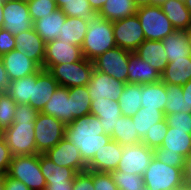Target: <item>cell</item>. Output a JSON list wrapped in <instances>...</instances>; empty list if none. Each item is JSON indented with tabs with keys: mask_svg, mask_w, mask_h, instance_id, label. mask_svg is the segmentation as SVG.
<instances>
[{
	"mask_svg": "<svg viewBox=\"0 0 191 190\" xmlns=\"http://www.w3.org/2000/svg\"><path fill=\"white\" fill-rule=\"evenodd\" d=\"M65 138L79 149L86 164L102 146L112 140L110 135L105 134L99 118L93 114L84 115L66 124Z\"/></svg>",
	"mask_w": 191,
	"mask_h": 190,
	"instance_id": "cell-1",
	"label": "cell"
},
{
	"mask_svg": "<svg viewBox=\"0 0 191 190\" xmlns=\"http://www.w3.org/2000/svg\"><path fill=\"white\" fill-rule=\"evenodd\" d=\"M116 47L113 22L95 16L88 22V30L81 46L83 57L93 61L99 55Z\"/></svg>",
	"mask_w": 191,
	"mask_h": 190,
	"instance_id": "cell-2",
	"label": "cell"
},
{
	"mask_svg": "<svg viewBox=\"0 0 191 190\" xmlns=\"http://www.w3.org/2000/svg\"><path fill=\"white\" fill-rule=\"evenodd\" d=\"M144 187L148 190H172L186 181L184 167H173L155 157L143 174Z\"/></svg>",
	"mask_w": 191,
	"mask_h": 190,
	"instance_id": "cell-3",
	"label": "cell"
},
{
	"mask_svg": "<svg viewBox=\"0 0 191 190\" xmlns=\"http://www.w3.org/2000/svg\"><path fill=\"white\" fill-rule=\"evenodd\" d=\"M31 190H45L46 180L40 169V154L13 156L6 173Z\"/></svg>",
	"mask_w": 191,
	"mask_h": 190,
	"instance_id": "cell-4",
	"label": "cell"
},
{
	"mask_svg": "<svg viewBox=\"0 0 191 190\" xmlns=\"http://www.w3.org/2000/svg\"><path fill=\"white\" fill-rule=\"evenodd\" d=\"M136 15L144 31L145 40L162 41L175 31L161 6L148 5L137 8Z\"/></svg>",
	"mask_w": 191,
	"mask_h": 190,
	"instance_id": "cell-5",
	"label": "cell"
},
{
	"mask_svg": "<svg viewBox=\"0 0 191 190\" xmlns=\"http://www.w3.org/2000/svg\"><path fill=\"white\" fill-rule=\"evenodd\" d=\"M34 125L35 121H18L3 132L12 156L37 154Z\"/></svg>",
	"mask_w": 191,
	"mask_h": 190,
	"instance_id": "cell-6",
	"label": "cell"
},
{
	"mask_svg": "<svg viewBox=\"0 0 191 190\" xmlns=\"http://www.w3.org/2000/svg\"><path fill=\"white\" fill-rule=\"evenodd\" d=\"M66 124L53 116L38 113L34 134L37 154H45L65 137Z\"/></svg>",
	"mask_w": 191,
	"mask_h": 190,
	"instance_id": "cell-7",
	"label": "cell"
},
{
	"mask_svg": "<svg viewBox=\"0 0 191 190\" xmlns=\"http://www.w3.org/2000/svg\"><path fill=\"white\" fill-rule=\"evenodd\" d=\"M93 70V61L83 58L77 62L54 65L49 72L59 86L72 88L86 86L90 82Z\"/></svg>",
	"mask_w": 191,
	"mask_h": 190,
	"instance_id": "cell-8",
	"label": "cell"
},
{
	"mask_svg": "<svg viewBox=\"0 0 191 190\" xmlns=\"http://www.w3.org/2000/svg\"><path fill=\"white\" fill-rule=\"evenodd\" d=\"M131 53L117 46L109 49L93 60L94 69L127 83L128 61Z\"/></svg>",
	"mask_w": 191,
	"mask_h": 190,
	"instance_id": "cell-9",
	"label": "cell"
},
{
	"mask_svg": "<svg viewBox=\"0 0 191 190\" xmlns=\"http://www.w3.org/2000/svg\"><path fill=\"white\" fill-rule=\"evenodd\" d=\"M113 33L116 46L131 52L145 40L144 31L136 14L113 21Z\"/></svg>",
	"mask_w": 191,
	"mask_h": 190,
	"instance_id": "cell-10",
	"label": "cell"
},
{
	"mask_svg": "<svg viewBox=\"0 0 191 190\" xmlns=\"http://www.w3.org/2000/svg\"><path fill=\"white\" fill-rule=\"evenodd\" d=\"M154 157V150L143 143L123 146V153L116 170L143 176Z\"/></svg>",
	"mask_w": 191,
	"mask_h": 190,
	"instance_id": "cell-11",
	"label": "cell"
},
{
	"mask_svg": "<svg viewBox=\"0 0 191 190\" xmlns=\"http://www.w3.org/2000/svg\"><path fill=\"white\" fill-rule=\"evenodd\" d=\"M83 58L81 47L55 39L45 45L43 69L49 71L54 65L77 62Z\"/></svg>",
	"mask_w": 191,
	"mask_h": 190,
	"instance_id": "cell-12",
	"label": "cell"
},
{
	"mask_svg": "<svg viewBox=\"0 0 191 190\" xmlns=\"http://www.w3.org/2000/svg\"><path fill=\"white\" fill-rule=\"evenodd\" d=\"M3 29L16 35L33 28L28 5L19 1H4Z\"/></svg>",
	"mask_w": 191,
	"mask_h": 190,
	"instance_id": "cell-13",
	"label": "cell"
},
{
	"mask_svg": "<svg viewBox=\"0 0 191 190\" xmlns=\"http://www.w3.org/2000/svg\"><path fill=\"white\" fill-rule=\"evenodd\" d=\"M125 84L124 82L116 80L114 77H110L106 73L94 69L87 88L91 100L107 98L109 100L118 101Z\"/></svg>",
	"mask_w": 191,
	"mask_h": 190,
	"instance_id": "cell-14",
	"label": "cell"
},
{
	"mask_svg": "<svg viewBox=\"0 0 191 190\" xmlns=\"http://www.w3.org/2000/svg\"><path fill=\"white\" fill-rule=\"evenodd\" d=\"M45 155L60 167L72 168L77 173L87 170V164L83 161L79 149L65 137Z\"/></svg>",
	"mask_w": 191,
	"mask_h": 190,
	"instance_id": "cell-15",
	"label": "cell"
},
{
	"mask_svg": "<svg viewBox=\"0 0 191 190\" xmlns=\"http://www.w3.org/2000/svg\"><path fill=\"white\" fill-rule=\"evenodd\" d=\"M58 86L52 74L42 68L32 75V98L29 100V105L41 112Z\"/></svg>",
	"mask_w": 191,
	"mask_h": 190,
	"instance_id": "cell-16",
	"label": "cell"
},
{
	"mask_svg": "<svg viewBox=\"0 0 191 190\" xmlns=\"http://www.w3.org/2000/svg\"><path fill=\"white\" fill-rule=\"evenodd\" d=\"M1 57L10 81L33 75L42 69L34 60L17 49Z\"/></svg>",
	"mask_w": 191,
	"mask_h": 190,
	"instance_id": "cell-17",
	"label": "cell"
},
{
	"mask_svg": "<svg viewBox=\"0 0 191 190\" xmlns=\"http://www.w3.org/2000/svg\"><path fill=\"white\" fill-rule=\"evenodd\" d=\"M123 153V146L111 140L97 151L93 159L87 164V170L111 173L116 170Z\"/></svg>",
	"mask_w": 191,
	"mask_h": 190,
	"instance_id": "cell-18",
	"label": "cell"
},
{
	"mask_svg": "<svg viewBox=\"0 0 191 190\" xmlns=\"http://www.w3.org/2000/svg\"><path fill=\"white\" fill-rule=\"evenodd\" d=\"M16 48L29 59L34 60L41 68H43L45 56V41L35 31L34 27L27 31H23L14 35Z\"/></svg>",
	"mask_w": 191,
	"mask_h": 190,
	"instance_id": "cell-19",
	"label": "cell"
},
{
	"mask_svg": "<svg viewBox=\"0 0 191 190\" xmlns=\"http://www.w3.org/2000/svg\"><path fill=\"white\" fill-rule=\"evenodd\" d=\"M90 114L96 115L105 134L112 135L118 118L122 116L118 101L107 98L91 101Z\"/></svg>",
	"mask_w": 191,
	"mask_h": 190,
	"instance_id": "cell-20",
	"label": "cell"
},
{
	"mask_svg": "<svg viewBox=\"0 0 191 190\" xmlns=\"http://www.w3.org/2000/svg\"><path fill=\"white\" fill-rule=\"evenodd\" d=\"M161 81V74L147 61L132 52L128 61L127 83L152 84Z\"/></svg>",
	"mask_w": 191,
	"mask_h": 190,
	"instance_id": "cell-21",
	"label": "cell"
},
{
	"mask_svg": "<svg viewBox=\"0 0 191 190\" xmlns=\"http://www.w3.org/2000/svg\"><path fill=\"white\" fill-rule=\"evenodd\" d=\"M41 113L53 116L65 124L72 122L71 97H68V88L58 86Z\"/></svg>",
	"mask_w": 191,
	"mask_h": 190,
	"instance_id": "cell-22",
	"label": "cell"
},
{
	"mask_svg": "<svg viewBox=\"0 0 191 190\" xmlns=\"http://www.w3.org/2000/svg\"><path fill=\"white\" fill-rule=\"evenodd\" d=\"M142 60L147 61L160 74L169 63L162 41L144 40L134 51Z\"/></svg>",
	"mask_w": 191,
	"mask_h": 190,
	"instance_id": "cell-23",
	"label": "cell"
},
{
	"mask_svg": "<svg viewBox=\"0 0 191 190\" xmlns=\"http://www.w3.org/2000/svg\"><path fill=\"white\" fill-rule=\"evenodd\" d=\"M66 17L65 13L60 8H57L52 13H48L43 18L36 20L33 27L45 43H48L60 37V30Z\"/></svg>",
	"mask_w": 191,
	"mask_h": 190,
	"instance_id": "cell-24",
	"label": "cell"
},
{
	"mask_svg": "<svg viewBox=\"0 0 191 190\" xmlns=\"http://www.w3.org/2000/svg\"><path fill=\"white\" fill-rule=\"evenodd\" d=\"M191 80V56L173 59L161 74V81L169 85L182 86Z\"/></svg>",
	"mask_w": 191,
	"mask_h": 190,
	"instance_id": "cell-25",
	"label": "cell"
},
{
	"mask_svg": "<svg viewBox=\"0 0 191 190\" xmlns=\"http://www.w3.org/2000/svg\"><path fill=\"white\" fill-rule=\"evenodd\" d=\"M160 148H166L169 152H177L185 159L191 154V130H174L167 126V133Z\"/></svg>",
	"mask_w": 191,
	"mask_h": 190,
	"instance_id": "cell-26",
	"label": "cell"
},
{
	"mask_svg": "<svg viewBox=\"0 0 191 190\" xmlns=\"http://www.w3.org/2000/svg\"><path fill=\"white\" fill-rule=\"evenodd\" d=\"M40 169L46 183H73L77 172L68 167H60L45 154H40Z\"/></svg>",
	"mask_w": 191,
	"mask_h": 190,
	"instance_id": "cell-27",
	"label": "cell"
},
{
	"mask_svg": "<svg viewBox=\"0 0 191 190\" xmlns=\"http://www.w3.org/2000/svg\"><path fill=\"white\" fill-rule=\"evenodd\" d=\"M175 30H187L191 26V14L182 0H166L160 5Z\"/></svg>",
	"mask_w": 191,
	"mask_h": 190,
	"instance_id": "cell-28",
	"label": "cell"
},
{
	"mask_svg": "<svg viewBox=\"0 0 191 190\" xmlns=\"http://www.w3.org/2000/svg\"><path fill=\"white\" fill-rule=\"evenodd\" d=\"M169 62L191 56L185 30H175L162 40Z\"/></svg>",
	"mask_w": 191,
	"mask_h": 190,
	"instance_id": "cell-29",
	"label": "cell"
},
{
	"mask_svg": "<svg viewBox=\"0 0 191 190\" xmlns=\"http://www.w3.org/2000/svg\"><path fill=\"white\" fill-rule=\"evenodd\" d=\"M136 10L134 0H106L97 16L113 22L135 15Z\"/></svg>",
	"mask_w": 191,
	"mask_h": 190,
	"instance_id": "cell-30",
	"label": "cell"
},
{
	"mask_svg": "<svg viewBox=\"0 0 191 190\" xmlns=\"http://www.w3.org/2000/svg\"><path fill=\"white\" fill-rule=\"evenodd\" d=\"M87 30L88 21L79 17H66L58 39L62 42L75 44L81 47Z\"/></svg>",
	"mask_w": 191,
	"mask_h": 190,
	"instance_id": "cell-31",
	"label": "cell"
},
{
	"mask_svg": "<svg viewBox=\"0 0 191 190\" xmlns=\"http://www.w3.org/2000/svg\"><path fill=\"white\" fill-rule=\"evenodd\" d=\"M141 85L137 83H126L118 100L121 114L126 117L134 116L142 107Z\"/></svg>",
	"mask_w": 191,
	"mask_h": 190,
	"instance_id": "cell-32",
	"label": "cell"
},
{
	"mask_svg": "<svg viewBox=\"0 0 191 190\" xmlns=\"http://www.w3.org/2000/svg\"><path fill=\"white\" fill-rule=\"evenodd\" d=\"M111 137L112 140L117 141L121 146L139 144L142 140L139 137L132 118L123 115L118 118Z\"/></svg>",
	"mask_w": 191,
	"mask_h": 190,
	"instance_id": "cell-33",
	"label": "cell"
},
{
	"mask_svg": "<svg viewBox=\"0 0 191 190\" xmlns=\"http://www.w3.org/2000/svg\"><path fill=\"white\" fill-rule=\"evenodd\" d=\"M142 92V107H148L151 109H160L164 112L166 106V89L165 83L159 81L152 84H143L141 85Z\"/></svg>",
	"mask_w": 191,
	"mask_h": 190,
	"instance_id": "cell-34",
	"label": "cell"
},
{
	"mask_svg": "<svg viewBox=\"0 0 191 190\" xmlns=\"http://www.w3.org/2000/svg\"><path fill=\"white\" fill-rule=\"evenodd\" d=\"M131 118L139 134V137L143 139L147 131L157 126V123L163 120L165 115L160 109L141 107Z\"/></svg>",
	"mask_w": 191,
	"mask_h": 190,
	"instance_id": "cell-35",
	"label": "cell"
},
{
	"mask_svg": "<svg viewBox=\"0 0 191 190\" xmlns=\"http://www.w3.org/2000/svg\"><path fill=\"white\" fill-rule=\"evenodd\" d=\"M68 97H71L72 121L90 114L92 100L87 85L68 88Z\"/></svg>",
	"mask_w": 191,
	"mask_h": 190,
	"instance_id": "cell-36",
	"label": "cell"
},
{
	"mask_svg": "<svg viewBox=\"0 0 191 190\" xmlns=\"http://www.w3.org/2000/svg\"><path fill=\"white\" fill-rule=\"evenodd\" d=\"M7 94L17 104H29L32 98V75L10 81Z\"/></svg>",
	"mask_w": 191,
	"mask_h": 190,
	"instance_id": "cell-37",
	"label": "cell"
},
{
	"mask_svg": "<svg viewBox=\"0 0 191 190\" xmlns=\"http://www.w3.org/2000/svg\"><path fill=\"white\" fill-rule=\"evenodd\" d=\"M166 89V106L164 115L172 113L187 112V101L183 96L182 86L169 85L165 83Z\"/></svg>",
	"mask_w": 191,
	"mask_h": 190,
	"instance_id": "cell-38",
	"label": "cell"
},
{
	"mask_svg": "<svg viewBox=\"0 0 191 190\" xmlns=\"http://www.w3.org/2000/svg\"><path fill=\"white\" fill-rule=\"evenodd\" d=\"M61 10L67 17H79L88 22L97 16V13L91 8L88 0L64 2V6Z\"/></svg>",
	"mask_w": 191,
	"mask_h": 190,
	"instance_id": "cell-39",
	"label": "cell"
},
{
	"mask_svg": "<svg viewBox=\"0 0 191 190\" xmlns=\"http://www.w3.org/2000/svg\"><path fill=\"white\" fill-rule=\"evenodd\" d=\"M111 174L119 190H142L144 188L143 176L118 170L112 171Z\"/></svg>",
	"mask_w": 191,
	"mask_h": 190,
	"instance_id": "cell-40",
	"label": "cell"
},
{
	"mask_svg": "<svg viewBox=\"0 0 191 190\" xmlns=\"http://www.w3.org/2000/svg\"><path fill=\"white\" fill-rule=\"evenodd\" d=\"M167 133L166 119L164 118L157 123V126L153 127L151 130L147 131L141 143L146 145L150 149H157L161 147L164 137Z\"/></svg>",
	"mask_w": 191,
	"mask_h": 190,
	"instance_id": "cell-41",
	"label": "cell"
},
{
	"mask_svg": "<svg viewBox=\"0 0 191 190\" xmlns=\"http://www.w3.org/2000/svg\"><path fill=\"white\" fill-rule=\"evenodd\" d=\"M17 103L6 93L0 102V130L4 132L13 123Z\"/></svg>",
	"mask_w": 191,
	"mask_h": 190,
	"instance_id": "cell-42",
	"label": "cell"
},
{
	"mask_svg": "<svg viewBox=\"0 0 191 190\" xmlns=\"http://www.w3.org/2000/svg\"><path fill=\"white\" fill-rule=\"evenodd\" d=\"M27 5L33 23L58 8L55 0H30Z\"/></svg>",
	"mask_w": 191,
	"mask_h": 190,
	"instance_id": "cell-43",
	"label": "cell"
},
{
	"mask_svg": "<svg viewBox=\"0 0 191 190\" xmlns=\"http://www.w3.org/2000/svg\"><path fill=\"white\" fill-rule=\"evenodd\" d=\"M154 157L169 166L185 167V158L177 152H169L166 148L155 149Z\"/></svg>",
	"mask_w": 191,
	"mask_h": 190,
	"instance_id": "cell-44",
	"label": "cell"
},
{
	"mask_svg": "<svg viewBox=\"0 0 191 190\" xmlns=\"http://www.w3.org/2000/svg\"><path fill=\"white\" fill-rule=\"evenodd\" d=\"M167 126L174 130H191V113L180 112L165 115Z\"/></svg>",
	"mask_w": 191,
	"mask_h": 190,
	"instance_id": "cell-45",
	"label": "cell"
},
{
	"mask_svg": "<svg viewBox=\"0 0 191 190\" xmlns=\"http://www.w3.org/2000/svg\"><path fill=\"white\" fill-rule=\"evenodd\" d=\"M94 171L78 172L73 180L72 190H94Z\"/></svg>",
	"mask_w": 191,
	"mask_h": 190,
	"instance_id": "cell-46",
	"label": "cell"
},
{
	"mask_svg": "<svg viewBox=\"0 0 191 190\" xmlns=\"http://www.w3.org/2000/svg\"><path fill=\"white\" fill-rule=\"evenodd\" d=\"M94 190H119L111 173L94 171Z\"/></svg>",
	"mask_w": 191,
	"mask_h": 190,
	"instance_id": "cell-47",
	"label": "cell"
},
{
	"mask_svg": "<svg viewBox=\"0 0 191 190\" xmlns=\"http://www.w3.org/2000/svg\"><path fill=\"white\" fill-rule=\"evenodd\" d=\"M38 111L29 104H17L13 123L18 121H35Z\"/></svg>",
	"mask_w": 191,
	"mask_h": 190,
	"instance_id": "cell-48",
	"label": "cell"
},
{
	"mask_svg": "<svg viewBox=\"0 0 191 190\" xmlns=\"http://www.w3.org/2000/svg\"><path fill=\"white\" fill-rule=\"evenodd\" d=\"M16 48L15 36L9 31L0 28V56Z\"/></svg>",
	"mask_w": 191,
	"mask_h": 190,
	"instance_id": "cell-49",
	"label": "cell"
},
{
	"mask_svg": "<svg viewBox=\"0 0 191 190\" xmlns=\"http://www.w3.org/2000/svg\"><path fill=\"white\" fill-rule=\"evenodd\" d=\"M12 154L4 138L0 139V174H6L12 160Z\"/></svg>",
	"mask_w": 191,
	"mask_h": 190,
	"instance_id": "cell-50",
	"label": "cell"
},
{
	"mask_svg": "<svg viewBox=\"0 0 191 190\" xmlns=\"http://www.w3.org/2000/svg\"><path fill=\"white\" fill-rule=\"evenodd\" d=\"M5 190H31L23 182L5 174Z\"/></svg>",
	"mask_w": 191,
	"mask_h": 190,
	"instance_id": "cell-51",
	"label": "cell"
},
{
	"mask_svg": "<svg viewBox=\"0 0 191 190\" xmlns=\"http://www.w3.org/2000/svg\"><path fill=\"white\" fill-rule=\"evenodd\" d=\"M10 85V80L8 78L5 66L0 56V90L7 91Z\"/></svg>",
	"mask_w": 191,
	"mask_h": 190,
	"instance_id": "cell-52",
	"label": "cell"
},
{
	"mask_svg": "<svg viewBox=\"0 0 191 190\" xmlns=\"http://www.w3.org/2000/svg\"><path fill=\"white\" fill-rule=\"evenodd\" d=\"M183 96L187 101V113H191V80L182 85Z\"/></svg>",
	"mask_w": 191,
	"mask_h": 190,
	"instance_id": "cell-53",
	"label": "cell"
},
{
	"mask_svg": "<svg viewBox=\"0 0 191 190\" xmlns=\"http://www.w3.org/2000/svg\"><path fill=\"white\" fill-rule=\"evenodd\" d=\"M73 183H47L45 190H72Z\"/></svg>",
	"mask_w": 191,
	"mask_h": 190,
	"instance_id": "cell-54",
	"label": "cell"
},
{
	"mask_svg": "<svg viewBox=\"0 0 191 190\" xmlns=\"http://www.w3.org/2000/svg\"><path fill=\"white\" fill-rule=\"evenodd\" d=\"M184 175L186 181L191 183V154L185 159Z\"/></svg>",
	"mask_w": 191,
	"mask_h": 190,
	"instance_id": "cell-55",
	"label": "cell"
},
{
	"mask_svg": "<svg viewBox=\"0 0 191 190\" xmlns=\"http://www.w3.org/2000/svg\"><path fill=\"white\" fill-rule=\"evenodd\" d=\"M91 8L98 13L100 9L103 7L106 0H88Z\"/></svg>",
	"mask_w": 191,
	"mask_h": 190,
	"instance_id": "cell-56",
	"label": "cell"
},
{
	"mask_svg": "<svg viewBox=\"0 0 191 190\" xmlns=\"http://www.w3.org/2000/svg\"><path fill=\"white\" fill-rule=\"evenodd\" d=\"M134 3L137 8L153 5V0H134Z\"/></svg>",
	"mask_w": 191,
	"mask_h": 190,
	"instance_id": "cell-57",
	"label": "cell"
},
{
	"mask_svg": "<svg viewBox=\"0 0 191 190\" xmlns=\"http://www.w3.org/2000/svg\"><path fill=\"white\" fill-rule=\"evenodd\" d=\"M172 190H191V183L188 181H185L181 185L173 188Z\"/></svg>",
	"mask_w": 191,
	"mask_h": 190,
	"instance_id": "cell-58",
	"label": "cell"
},
{
	"mask_svg": "<svg viewBox=\"0 0 191 190\" xmlns=\"http://www.w3.org/2000/svg\"><path fill=\"white\" fill-rule=\"evenodd\" d=\"M3 7H4V1L0 0V28L3 27Z\"/></svg>",
	"mask_w": 191,
	"mask_h": 190,
	"instance_id": "cell-59",
	"label": "cell"
},
{
	"mask_svg": "<svg viewBox=\"0 0 191 190\" xmlns=\"http://www.w3.org/2000/svg\"><path fill=\"white\" fill-rule=\"evenodd\" d=\"M0 190H5V175L0 174Z\"/></svg>",
	"mask_w": 191,
	"mask_h": 190,
	"instance_id": "cell-60",
	"label": "cell"
},
{
	"mask_svg": "<svg viewBox=\"0 0 191 190\" xmlns=\"http://www.w3.org/2000/svg\"><path fill=\"white\" fill-rule=\"evenodd\" d=\"M185 32H186V35H187V37H188L189 47H190V49H191V26H190L187 30H185Z\"/></svg>",
	"mask_w": 191,
	"mask_h": 190,
	"instance_id": "cell-61",
	"label": "cell"
},
{
	"mask_svg": "<svg viewBox=\"0 0 191 190\" xmlns=\"http://www.w3.org/2000/svg\"><path fill=\"white\" fill-rule=\"evenodd\" d=\"M55 1L57 4V7L61 9L64 6V2H69V1H73V0H55Z\"/></svg>",
	"mask_w": 191,
	"mask_h": 190,
	"instance_id": "cell-62",
	"label": "cell"
},
{
	"mask_svg": "<svg viewBox=\"0 0 191 190\" xmlns=\"http://www.w3.org/2000/svg\"><path fill=\"white\" fill-rule=\"evenodd\" d=\"M166 0H153V5L160 6L163 4Z\"/></svg>",
	"mask_w": 191,
	"mask_h": 190,
	"instance_id": "cell-63",
	"label": "cell"
},
{
	"mask_svg": "<svg viewBox=\"0 0 191 190\" xmlns=\"http://www.w3.org/2000/svg\"><path fill=\"white\" fill-rule=\"evenodd\" d=\"M185 6L187 7V9L190 11L191 14V0H185Z\"/></svg>",
	"mask_w": 191,
	"mask_h": 190,
	"instance_id": "cell-64",
	"label": "cell"
},
{
	"mask_svg": "<svg viewBox=\"0 0 191 190\" xmlns=\"http://www.w3.org/2000/svg\"><path fill=\"white\" fill-rule=\"evenodd\" d=\"M7 93V91L5 90H0V102H1V99L3 98V96Z\"/></svg>",
	"mask_w": 191,
	"mask_h": 190,
	"instance_id": "cell-65",
	"label": "cell"
},
{
	"mask_svg": "<svg viewBox=\"0 0 191 190\" xmlns=\"http://www.w3.org/2000/svg\"><path fill=\"white\" fill-rule=\"evenodd\" d=\"M3 1H12V0H3ZM15 1H19V2H25V3H27V2H29L30 0H15Z\"/></svg>",
	"mask_w": 191,
	"mask_h": 190,
	"instance_id": "cell-66",
	"label": "cell"
},
{
	"mask_svg": "<svg viewBox=\"0 0 191 190\" xmlns=\"http://www.w3.org/2000/svg\"><path fill=\"white\" fill-rule=\"evenodd\" d=\"M3 137V132L0 130V139Z\"/></svg>",
	"mask_w": 191,
	"mask_h": 190,
	"instance_id": "cell-67",
	"label": "cell"
}]
</instances>
